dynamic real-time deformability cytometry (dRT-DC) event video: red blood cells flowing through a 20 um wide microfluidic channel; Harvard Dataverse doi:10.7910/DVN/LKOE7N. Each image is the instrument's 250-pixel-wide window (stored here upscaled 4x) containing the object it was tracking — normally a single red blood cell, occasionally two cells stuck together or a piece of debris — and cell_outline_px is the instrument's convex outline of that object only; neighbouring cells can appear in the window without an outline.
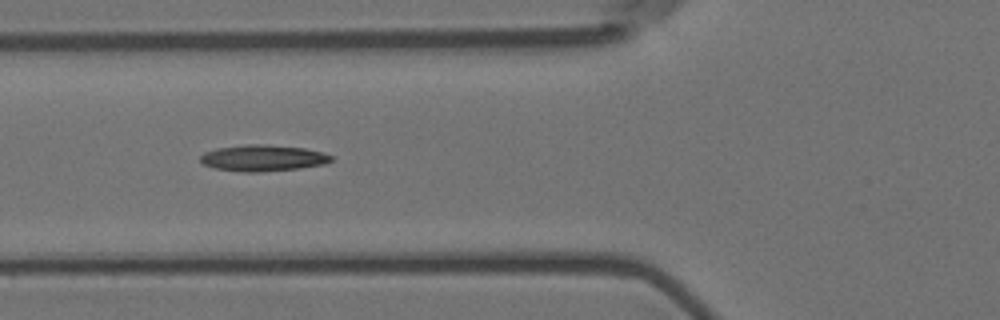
{"species": "Egyptian fruit bat (a non-hibernating species)", "species_latin": "Rousettus aegyptiacus", "temperature_condition": "room temperature", "stored_images_in_passage": 15, "segment_of_instrument_passage": [1, 2], "camera_frame_rate_fps": 3000, "um_per_image_px": 0.085, "animal": {"sex": "female"}, "frame": {"image": 1, "passage_image": 5, "time_ms": 1.333, "image_size_px": [1000, 320], "cell_outline_px": [[332, 160], [324, 164], [300, 168], [260, 172], [244, 172], [216, 168], [204, 164], [200, 160], [200, 156], [204, 152], [216, 148], [248, 144], [264, 144], [304, 148], [324, 152], [332, 156]], "centroid_in_image_um": [22.36, 13.43], "position_along_channel_um": 103.4, "area_um2": 20.0}}
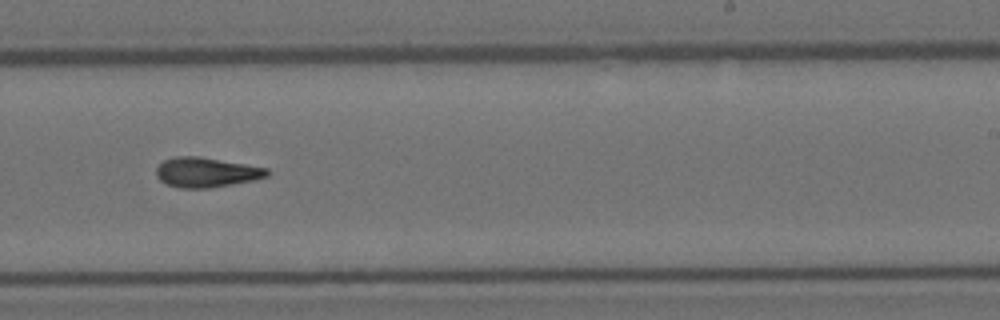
{"frame": {"image": 2, "passage_image": 9, "time_ms": 2.667, "image_size_px": [1000, 320], "cell_outline_px": [[272, 172], [268, 176], [256, 180], [212, 188], [180, 188], [168, 184], [160, 180], [156, 176], [156, 168], [164, 160], [176, 156], [200, 156], [268, 168]], "centroid_in_image_um": [17.58, 14.65], "position_along_channel_um": 271.4, "area_um2": 19.48}}
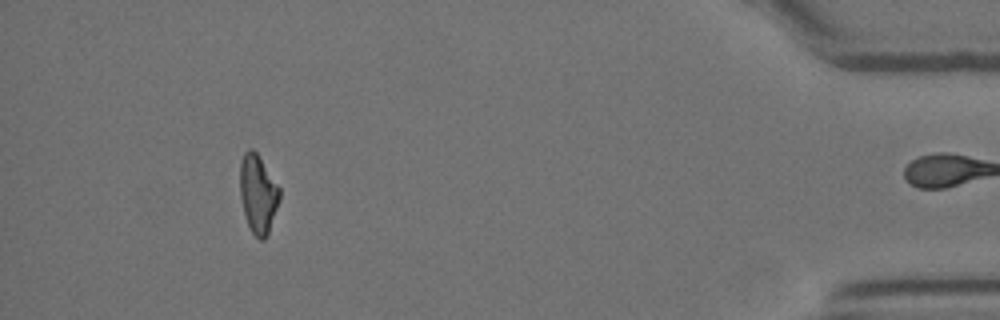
{"frame": {"image": 3, "passage_image": 13, "time_ms": 4.0, "image_size_px": [1000, 320], "cell_outline_px": [[280, 200], [268, 236], [264, 240], [260, 240], [252, 232], [244, 216], [240, 196], [240, 164], [244, 152], [248, 148], [252, 148], [256, 152], [280, 188]], "centroid_in_image_um": [21.93, 16.51], "position_along_channel_um": 413.3, "area_um2": 18.26}}